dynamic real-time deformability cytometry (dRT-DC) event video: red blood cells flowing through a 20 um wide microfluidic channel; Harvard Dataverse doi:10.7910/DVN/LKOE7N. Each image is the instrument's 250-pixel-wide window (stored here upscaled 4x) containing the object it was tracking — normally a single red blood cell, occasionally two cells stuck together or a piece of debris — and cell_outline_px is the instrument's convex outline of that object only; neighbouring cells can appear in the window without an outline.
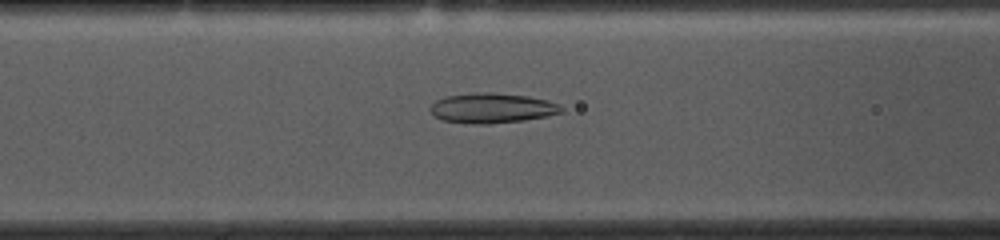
{"species": "common noctule bat (a hibernating species)", "species_latin": "Nyctalus noctula", "temperature_condition": "cold", "stored_images_in_passage": 44, "camera_frame_rate_fps": 3000, "um_per_image_px": 0.085, "animal": {"sex": "female", "body_mass_g": 10.0, "forearm_length_mm": 53.1}, "frame": {"image": 1, "passage_image": 11, "time_ms": 3.333, "image_size_px": [1000, 240], "cell_outline_px": [[564, 112], [548, 116], [524, 120], [488, 124], [476, 124], [444, 120], [436, 116], [428, 108], [436, 100], [444, 96], [484, 92], [492, 92], [528, 96], [548, 100], [564, 108]], "centroid_in_image_um": [41.85, 9.18], "position_along_channel_um": 124.8, "area_um2": 22.83}}
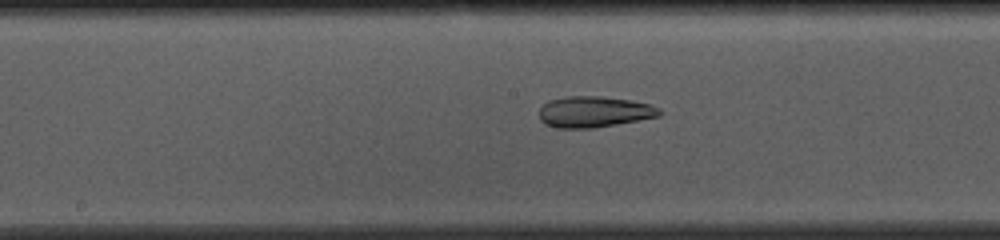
{"frame": {"image": 2, "passage_image": 17, "time_ms": 5.333, "image_size_px": [1000, 240], "cell_outline_px": [[664, 112], [660, 116], [616, 124], [592, 128], [556, 128], [544, 124], [540, 120], [540, 108], [548, 100], [564, 96], [600, 96], [628, 100], [648, 104], [660, 108]], "centroid_in_image_um": [50.48, 9.5], "position_along_channel_um": 197.7, "area_um2": 21.79}}
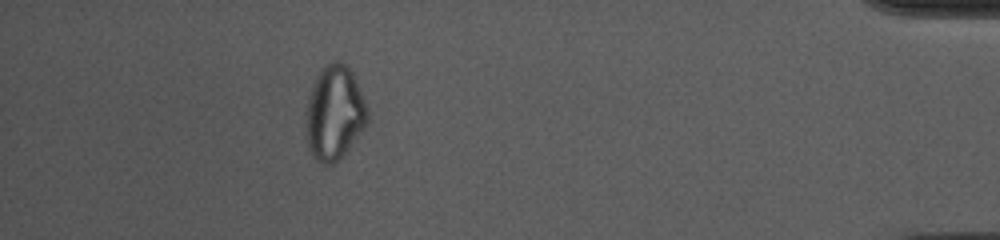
{"frame": {"image": 3, "passage_image": 39, "time_ms": 12.667, "image_size_px": [1000, 240], "cell_outline_px": [[368, 120], [364, 128], [336, 164], [320, 164], [312, 156], [308, 148], [304, 112], [316, 76], [320, 68], [324, 64], [332, 60], [340, 60], [352, 72], [368, 108]], "centroid_in_image_um": [28.4, 9.6], "position_along_channel_um": 406.8, "area_um2": 34.16}, "authors_computed_cell_mechanics": {"area_um2": 25.4609, "velocity_mm_per_s": 3.6411, "shape_relaxation_time_tau1_ms": null, "shape_relaxation_time_tau2_ms": 1.5235, "deformation_change_tau1": null, "deformation_change_tau2": 0.0821}}